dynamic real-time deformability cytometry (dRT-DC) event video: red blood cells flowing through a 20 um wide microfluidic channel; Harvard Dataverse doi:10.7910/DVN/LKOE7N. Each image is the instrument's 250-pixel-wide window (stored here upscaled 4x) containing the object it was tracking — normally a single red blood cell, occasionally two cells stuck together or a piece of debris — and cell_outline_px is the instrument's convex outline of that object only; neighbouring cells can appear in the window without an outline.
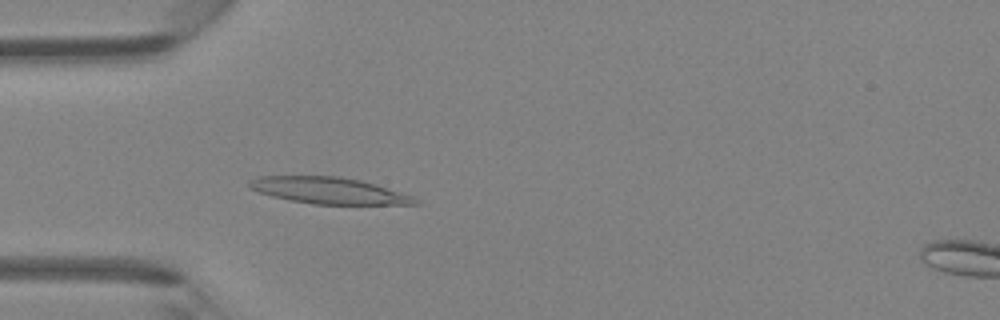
{"species": "Egyptian fruit bat (a non-hibernating species)", "species_latin": "Rousettus aegyptiacus", "temperature_condition": "room temperature", "stored_images_in_passage": 35, "camera_frame_rate_fps": 3000, "um_per_image_px": 0.085, "animal": {"sex": "female"}, "frame": {"image": 1, "passage_image": 9, "time_ms": 2.667, "image_size_px": [1000, 320], "cell_outline_px": [[420, 204], [312, 204], [272, 196], [260, 192], [252, 188], [248, 184], [248, 180], [260, 176], [340, 176], [360, 180], [376, 184], [412, 196]], "centroid_in_image_um": [27.94, 16.19], "position_along_channel_um": 57.1, "area_um2": 25.26}}
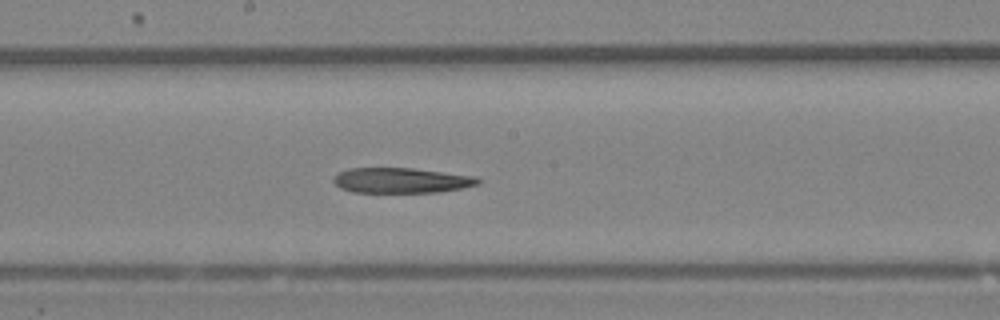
{"frame": {"image": 2, "passage_image": 20, "time_ms": 6.333, "image_size_px": [1000, 320], "cell_outline_px": [[484, 180], [480, 184], [464, 188], [436, 192], [352, 192], [340, 188], [332, 180], [332, 176], [336, 172], [348, 168], [412, 168], [476, 176]], "centroid_in_image_um": [34.11, 15.33], "position_along_channel_um": 214.1, "area_um2": 21.56}}
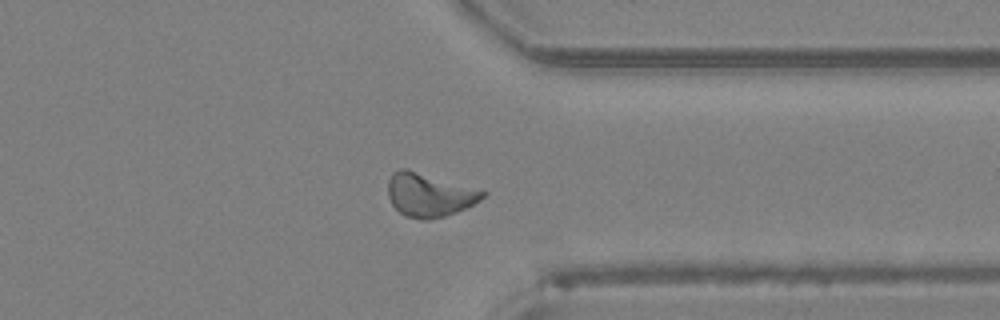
{"frame": {"image": 3, "passage_image": 31, "time_ms": 10.0, "image_size_px": [1000, 320], "cell_outline_px": [[488, 192], [480, 200], [456, 212], [444, 216], [428, 220], [424, 220], [404, 216], [392, 204], [388, 196], [388, 180], [392, 172], [400, 168], [408, 168]], "centroid_in_image_um": [36.44, 16.55], "position_along_channel_um": 375.0, "area_um2": 23.99}}